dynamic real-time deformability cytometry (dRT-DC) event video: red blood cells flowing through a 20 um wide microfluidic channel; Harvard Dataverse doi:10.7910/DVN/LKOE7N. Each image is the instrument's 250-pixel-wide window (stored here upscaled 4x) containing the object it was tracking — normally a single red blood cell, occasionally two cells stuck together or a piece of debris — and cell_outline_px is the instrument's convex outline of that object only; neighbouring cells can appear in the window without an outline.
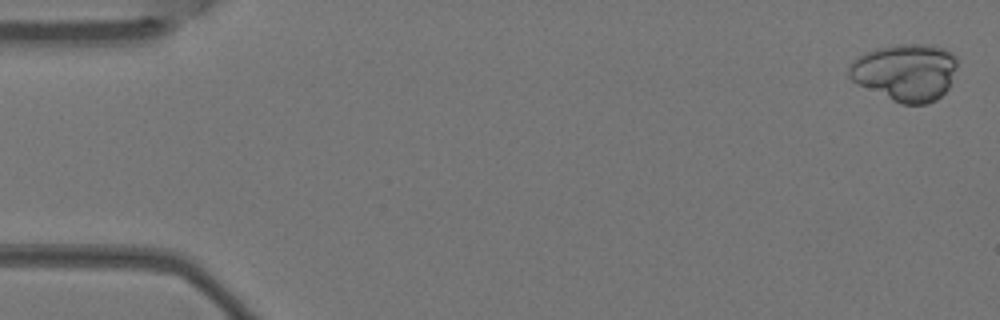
{"species": "Egyptian fruit bat (a non-hibernating species)", "species_latin": "Rousettus aegyptiacus", "temperature_condition": "warm", "stored_images_in_passage": 4, "camera_frame_rate_fps": 3000, "um_per_image_px": 0.085, "animal": {"sex": "female"}, "frame": {"image": 1, "passage_image": 1, "time_ms": 0.0, "image_size_px": [1000, 320], "cell_outline_px": [[956, 68], [948, 88], [936, 100], [928, 104], [900, 104], [852, 80], [848, 76], [848, 68], [864, 52], [876, 48], [896, 44], [932, 44], [944, 48], [952, 52], [956, 56]], "centroid_in_image_um": [77.0, 6.12], "position_along_channel_um": 8.0, "area_um2": 35.95}}